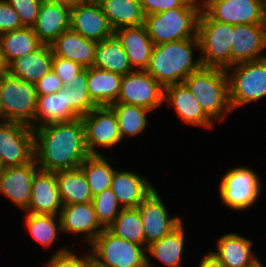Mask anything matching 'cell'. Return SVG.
<instances>
[{"instance_id":"cell-47","label":"cell","mask_w":266,"mask_h":267,"mask_svg":"<svg viewBox=\"0 0 266 267\" xmlns=\"http://www.w3.org/2000/svg\"><path fill=\"white\" fill-rule=\"evenodd\" d=\"M54 3L73 9L81 3H93L98 0H51Z\"/></svg>"},{"instance_id":"cell-29","label":"cell","mask_w":266,"mask_h":267,"mask_svg":"<svg viewBox=\"0 0 266 267\" xmlns=\"http://www.w3.org/2000/svg\"><path fill=\"white\" fill-rule=\"evenodd\" d=\"M98 3L114 31L121 27L141 26L145 23L140 0H98Z\"/></svg>"},{"instance_id":"cell-40","label":"cell","mask_w":266,"mask_h":267,"mask_svg":"<svg viewBox=\"0 0 266 267\" xmlns=\"http://www.w3.org/2000/svg\"><path fill=\"white\" fill-rule=\"evenodd\" d=\"M145 16L178 7H202L201 0H140Z\"/></svg>"},{"instance_id":"cell-48","label":"cell","mask_w":266,"mask_h":267,"mask_svg":"<svg viewBox=\"0 0 266 267\" xmlns=\"http://www.w3.org/2000/svg\"><path fill=\"white\" fill-rule=\"evenodd\" d=\"M86 267H107L106 265L100 263L91 254L86 253Z\"/></svg>"},{"instance_id":"cell-7","label":"cell","mask_w":266,"mask_h":267,"mask_svg":"<svg viewBox=\"0 0 266 267\" xmlns=\"http://www.w3.org/2000/svg\"><path fill=\"white\" fill-rule=\"evenodd\" d=\"M0 104L6 121L21 122L34 129L37 105L35 84L7 71L0 73Z\"/></svg>"},{"instance_id":"cell-27","label":"cell","mask_w":266,"mask_h":267,"mask_svg":"<svg viewBox=\"0 0 266 267\" xmlns=\"http://www.w3.org/2000/svg\"><path fill=\"white\" fill-rule=\"evenodd\" d=\"M122 75L108 70L87 68V89L97 106H110L116 102L121 90Z\"/></svg>"},{"instance_id":"cell-25","label":"cell","mask_w":266,"mask_h":267,"mask_svg":"<svg viewBox=\"0 0 266 267\" xmlns=\"http://www.w3.org/2000/svg\"><path fill=\"white\" fill-rule=\"evenodd\" d=\"M114 32L121 39L131 66L135 70H145L154 47L145 25L121 27Z\"/></svg>"},{"instance_id":"cell-9","label":"cell","mask_w":266,"mask_h":267,"mask_svg":"<svg viewBox=\"0 0 266 267\" xmlns=\"http://www.w3.org/2000/svg\"><path fill=\"white\" fill-rule=\"evenodd\" d=\"M260 176L253 169L235 166L223 175L218 190L224 206L234 211L249 209L260 198Z\"/></svg>"},{"instance_id":"cell-41","label":"cell","mask_w":266,"mask_h":267,"mask_svg":"<svg viewBox=\"0 0 266 267\" xmlns=\"http://www.w3.org/2000/svg\"><path fill=\"white\" fill-rule=\"evenodd\" d=\"M17 12L24 27H32L43 0H6Z\"/></svg>"},{"instance_id":"cell-38","label":"cell","mask_w":266,"mask_h":267,"mask_svg":"<svg viewBox=\"0 0 266 267\" xmlns=\"http://www.w3.org/2000/svg\"><path fill=\"white\" fill-rule=\"evenodd\" d=\"M66 106L78 117L90 113L97 105L92 101L87 89V69L75 75L69 86H64Z\"/></svg>"},{"instance_id":"cell-49","label":"cell","mask_w":266,"mask_h":267,"mask_svg":"<svg viewBox=\"0 0 266 267\" xmlns=\"http://www.w3.org/2000/svg\"><path fill=\"white\" fill-rule=\"evenodd\" d=\"M7 71V66L5 65L2 54H1V46H0V73Z\"/></svg>"},{"instance_id":"cell-15","label":"cell","mask_w":266,"mask_h":267,"mask_svg":"<svg viewBox=\"0 0 266 267\" xmlns=\"http://www.w3.org/2000/svg\"><path fill=\"white\" fill-rule=\"evenodd\" d=\"M265 49L266 23L232 25L231 66L265 59Z\"/></svg>"},{"instance_id":"cell-21","label":"cell","mask_w":266,"mask_h":267,"mask_svg":"<svg viewBox=\"0 0 266 267\" xmlns=\"http://www.w3.org/2000/svg\"><path fill=\"white\" fill-rule=\"evenodd\" d=\"M216 246L210 253L224 267H252L259 261L253 253V241L237 233L221 235Z\"/></svg>"},{"instance_id":"cell-12","label":"cell","mask_w":266,"mask_h":267,"mask_svg":"<svg viewBox=\"0 0 266 267\" xmlns=\"http://www.w3.org/2000/svg\"><path fill=\"white\" fill-rule=\"evenodd\" d=\"M164 88L146 70H133L123 75L119 97L114 103L137 105L156 110L161 107Z\"/></svg>"},{"instance_id":"cell-33","label":"cell","mask_w":266,"mask_h":267,"mask_svg":"<svg viewBox=\"0 0 266 267\" xmlns=\"http://www.w3.org/2000/svg\"><path fill=\"white\" fill-rule=\"evenodd\" d=\"M65 90L57 93L37 96L34 128L55 123L67 122L78 117L66 106Z\"/></svg>"},{"instance_id":"cell-39","label":"cell","mask_w":266,"mask_h":267,"mask_svg":"<svg viewBox=\"0 0 266 267\" xmlns=\"http://www.w3.org/2000/svg\"><path fill=\"white\" fill-rule=\"evenodd\" d=\"M91 202L98 222L104 229H107L115 221L122 210L111 188L93 196Z\"/></svg>"},{"instance_id":"cell-23","label":"cell","mask_w":266,"mask_h":267,"mask_svg":"<svg viewBox=\"0 0 266 267\" xmlns=\"http://www.w3.org/2000/svg\"><path fill=\"white\" fill-rule=\"evenodd\" d=\"M70 18V8L43 0L32 29L42 44L50 45L62 32L70 29Z\"/></svg>"},{"instance_id":"cell-19","label":"cell","mask_w":266,"mask_h":267,"mask_svg":"<svg viewBox=\"0 0 266 267\" xmlns=\"http://www.w3.org/2000/svg\"><path fill=\"white\" fill-rule=\"evenodd\" d=\"M62 206L55 172L38 170L33 176L31 199L24 212L59 215Z\"/></svg>"},{"instance_id":"cell-13","label":"cell","mask_w":266,"mask_h":267,"mask_svg":"<svg viewBox=\"0 0 266 267\" xmlns=\"http://www.w3.org/2000/svg\"><path fill=\"white\" fill-rule=\"evenodd\" d=\"M202 10L213 20L231 24L265 23L264 0H201Z\"/></svg>"},{"instance_id":"cell-26","label":"cell","mask_w":266,"mask_h":267,"mask_svg":"<svg viewBox=\"0 0 266 267\" xmlns=\"http://www.w3.org/2000/svg\"><path fill=\"white\" fill-rule=\"evenodd\" d=\"M50 45L41 44L36 50L19 57L7 66V72L28 83L36 84L52 69Z\"/></svg>"},{"instance_id":"cell-20","label":"cell","mask_w":266,"mask_h":267,"mask_svg":"<svg viewBox=\"0 0 266 267\" xmlns=\"http://www.w3.org/2000/svg\"><path fill=\"white\" fill-rule=\"evenodd\" d=\"M163 102L174 107L177 116L187 125L205 129H211L214 126V122L203 112L184 83L164 87Z\"/></svg>"},{"instance_id":"cell-24","label":"cell","mask_w":266,"mask_h":267,"mask_svg":"<svg viewBox=\"0 0 266 267\" xmlns=\"http://www.w3.org/2000/svg\"><path fill=\"white\" fill-rule=\"evenodd\" d=\"M50 47L54 56L69 59L87 69L93 66L97 42L69 29L62 32Z\"/></svg>"},{"instance_id":"cell-37","label":"cell","mask_w":266,"mask_h":267,"mask_svg":"<svg viewBox=\"0 0 266 267\" xmlns=\"http://www.w3.org/2000/svg\"><path fill=\"white\" fill-rule=\"evenodd\" d=\"M116 237L145 247V236L138 208H122L115 221L107 228Z\"/></svg>"},{"instance_id":"cell-43","label":"cell","mask_w":266,"mask_h":267,"mask_svg":"<svg viewBox=\"0 0 266 267\" xmlns=\"http://www.w3.org/2000/svg\"><path fill=\"white\" fill-rule=\"evenodd\" d=\"M84 68L76 62L59 56L52 58V70L62 80L64 86H69L75 75L80 73Z\"/></svg>"},{"instance_id":"cell-46","label":"cell","mask_w":266,"mask_h":267,"mask_svg":"<svg viewBox=\"0 0 266 267\" xmlns=\"http://www.w3.org/2000/svg\"><path fill=\"white\" fill-rule=\"evenodd\" d=\"M199 262V267H224L210 252L207 251L206 255Z\"/></svg>"},{"instance_id":"cell-31","label":"cell","mask_w":266,"mask_h":267,"mask_svg":"<svg viewBox=\"0 0 266 267\" xmlns=\"http://www.w3.org/2000/svg\"><path fill=\"white\" fill-rule=\"evenodd\" d=\"M183 223L168 235L148 245L146 254L153 256L167 267H181L186 235Z\"/></svg>"},{"instance_id":"cell-34","label":"cell","mask_w":266,"mask_h":267,"mask_svg":"<svg viewBox=\"0 0 266 267\" xmlns=\"http://www.w3.org/2000/svg\"><path fill=\"white\" fill-rule=\"evenodd\" d=\"M106 155H89L80 165L86 176L92 196L110 188L115 169Z\"/></svg>"},{"instance_id":"cell-50","label":"cell","mask_w":266,"mask_h":267,"mask_svg":"<svg viewBox=\"0 0 266 267\" xmlns=\"http://www.w3.org/2000/svg\"><path fill=\"white\" fill-rule=\"evenodd\" d=\"M6 121V118L4 117L2 108H1V104H0V123H3Z\"/></svg>"},{"instance_id":"cell-11","label":"cell","mask_w":266,"mask_h":267,"mask_svg":"<svg viewBox=\"0 0 266 267\" xmlns=\"http://www.w3.org/2000/svg\"><path fill=\"white\" fill-rule=\"evenodd\" d=\"M85 144L90 155H103L96 147H115L123 140L119 133L117 116L110 106H97L82 118Z\"/></svg>"},{"instance_id":"cell-5","label":"cell","mask_w":266,"mask_h":267,"mask_svg":"<svg viewBox=\"0 0 266 267\" xmlns=\"http://www.w3.org/2000/svg\"><path fill=\"white\" fill-rule=\"evenodd\" d=\"M226 72L232 110L266 97V58L234 64Z\"/></svg>"},{"instance_id":"cell-18","label":"cell","mask_w":266,"mask_h":267,"mask_svg":"<svg viewBox=\"0 0 266 267\" xmlns=\"http://www.w3.org/2000/svg\"><path fill=\"white\" fill-rule=\"evenodd\" d=\"M62 233L83 235L89 245L104 230L92 202L63 205L59 214Z\"/></svg>"},{"instance_id":"cell-1","label":"cell","mask_w":266,"mask_h":267,"mask_svg":"<svg viewBox=\"0 0 266 267\" xmlns=\"http://www.w3.org/2000/svg\"><path fill=\"white\" fill-rule=\"evenodd\" d=\"M34 159L39 170L57 172L79 168L90 155L81 118L33 129Z\"/></svg>"},{"instance_id":"cell-53","label":"cell","mask_w":266,"mask_h":267,"mask_svg":"<svg viewBox=\"0 0 266 267\" xmlns=\"http://www.w3.org/2000/svg\"><path fill=\"white\" fill-rule=\"evenodd\" d=\"M2 169H3V167L1 166V163H0V173L2 172Z\"/></svg>"},{"instance_id":"cell-22","label":"cell","mask_w":266,"mask_h":267,"mask_svg":"<svg viewBox=\"0 0 266 267\" xmlns=\"http://www.w3.org/2000/svg\"><path fill=\"white\" fill-rule=\"evenodd\" d=\"M110 188L122 208H136L155 186L134 171L115 169Z\"/></svg>"},{"instance_id":"cell-2","label":"cell","mask_w":266,"mask_h":267,"mask_svg":"<svg viewBox=\"0 0 266 267\" xmlns=\"http://www.w3.org/2000/svg\"><path fill=\"white\" fill-rule=\"evenodd\" d=\"M197 50L200 53L198 37L154 45L145 70L163 88L183 83L191 73L203 67L201 57H195L194 51Z\"/></svg>"},{"instance_id":"cell-42","label":"cell","mask_w":266,"mask_h":267,"mask_svg":"<svg viewBox=\"0 0 266 267\" xmlns=\"http://www.w3.org/2000/svg\"><path fill=\"white\" fill-rule=\"evenodd\" d=\"M68 246L55 251L47 261L46 267H86V252L84 256H78Z\"/></svg>"},{"instance_id":"cell-32","label":"cell","mask_w":266,"mask_h":267,"mask_svg":"<svg viewBox=\"0 0 266 267\" xmlns=\"http://www.w3.org/2000/svg\"><path fill=\"white\" fill-rule=\"evenodd\" d=\"M41 44L32 27H22L0 34L1 54L6 66L36 50Z\"/></svg>"},{"instance_id":"cell-3","label":"cell","mask_w":266,"mask_h":267,"mask_svg":"<svg viewBox=\"0 0 266 267\" xmlns=\"http://www.w3.org/2000/svg\"><path fill=\"white\" fill-rule=\"evenodd\" d=\"M203 112L216 124L232 113L226 69L202 67L183 82Z\"/></svg>"},{"instance_id":"cell-52","label":"cell","mask_w":266,"mask_h":267,"mask_svg":"<svg viewBox=\"0 0 266 267\" xmlns=\"http://www.w3.org/2000/svg\"><path fill=\"white\" fill-rule=\"evenodd\" d=\"M264 19L266 23V0H264Z\"/></svg>"},{"instance_id":"cell-16","label":"cell","mask_w":266,"mask_h":267,"mask_svg":"<svg viewBox=\"0 0 266 267\" xmlns=\"http://www.w3.org/2000/svg\"><path fill=\"white\" fill-rule=\"evenodd\" d=\"M70 29L96 42L103 41L114 32L98 1L81 3L71 9Z\"/></svg>"},{"instance_id":"cell-14","label":"cell","mask_w":266,"mask_h":267,"mask_svg":"<svg viewBox=\"0 0 266 267\" xmlns=\"http://www.w3.org/2000/svg\"><path fill=\"white\" fill-rule=\"evenodd\" d=\"M159 195L155 187L137 207L144 228L146 249L183 222L179 216L171 217Z\"/></svg>"},{"instance_id":"cell-36","label":"cell","mask_w":266,"mask_h":267,"mask_svg":"<svg viewBox=\"0 0 266 267\" xmlns=\"http://www.w3.org/2000/svg\"><path fill=\"white\" fill-rule=\"evenodd\" d=\"M24 223L32 239L45 248H51L60 237L59 233L62 232L59 215L26 212Z\"/></svg>"},{"instance_id":"cell-45","label":"cell","mask_w":266,"mask_h":267,"mask_svg":"<svg viewBox=\"0 0 266 267\" xmlns=\"http://www.w3.org/2000/svg\"><path fill=\"white\" fill-rule=\"evenodd\" d=\"M63 87L62 80L52 69L35 84L37 96L57 93Z\"/></svg>"},{"instance_id":"cell-44","label":"cell","mask_w":266,"mask_h":267,"mask_svg":"<svg viewBox=\"0 0 266 267\" xmlns=\"http://www.w3.org/2000/svg\"><path fill=\"white\" fill-rule=\"evenodd\" d=\"M24 27L19 15L6 1L0 0V34Z\"/></svg>"},{"instance_id":"cell-6","label":"cell","mask_w":266,"mask_h":267,"mask_svg":"<svg viewBox=\"0 0 266 267\" xmlns=\"http://www.w3.org/2000/svg\"><path fill=\"white\" fill-rule=\"evenodd\" d=\"M197 37L203 67H231V24L213 20L202 10L198 20Z\"/></svg>"},{"instance_id":"cell-30","label":"cell","mask_w":266,"mask_h":267,"mask_svg":"<svg viewBox=\"0 0 266 267\" xmlns=\"http://www.w3.org/2000/svg\"><path fill=\"white\" fill-rule=\"evenodd\" d=\"M62 205L87 203L92 194L85 174L79 168L55 172Z\"/></svg>"},{"instance_id":"cell-8","label":"cell","mask_w":266,"mask_h":267,"mask_svg":"<svg viewBox=\"0 0 266 267\" xmlns=\"http://www.w3.org/2000/svg\"><path fill=\"white\" fill-rule=\"evenodd\" d=\"M91 255L107 267H153L144 246L118 238L108 229L90 244Z\"/></svg>"},{"instance_id":"cell-4","label":"cell","mask_w":266,"mask_h":267,"mask_svg":"<svg viewBox=\"0 0 266 267\" xmlns=\"http://www.w3.org/2000/svg\"><path fill=\"white\" fill-rule=\"evenodd\" d=\"M202 7H178L145 16V27L154 45L197 37Z\"/></svg>"},{"instance_id":"cell-51","label":"cell","mask_w":266,"mask_h":267,"mask_svg":"<svg viewBox=\"0 0 266 267\" xmlns=\"http://www.w3.org/2000/svg\"><path fill=\"white\" fill-rule=\"evenodd\" d=\"M252 267H266V266H264V264L262 263V261L261 260H259L254 266H252Z\"/></svg>"},{"instance_id":"cell-10","label":"cell","mask_w":266,"mask_h":267,"mask_svg":"<svg viewBox=\"0 0 266 267\" xmlns=\"http://www.w3.org/2000/svg\"><path fill=\"white\" fill-rule=\"evenodd\" d=\"M34 160L33 129L24 123H0V163L3 168L23 166Z\"/></svg>"},{"instance_id":"cell-35","label":"cell","mask_w":266,"mask_h":267,"mask_svg":"<svg viewBox=\"0 0 266 267\" xmlns=\"http://www.w3.org/2000/svg\"><path fill=\"white\" fill-rule=\"evenodd\" d=\"M110 107L117 116L119 133L122 138L135 137L145 131L148 127V113L152 112L147 108L125 103H112Z\"/></svg>"},{"instance_id":"cell-17","label":"cell","mask_w":266,"mask_h":267,"mask_svg":"<svg viewBox=\"0 0 266 267\" xmlns=\"http://www.w3.org/2000/svg\"><path fill=\"white\" fill-rule=\"evenodd\" d=\"M39 170L35 159L23 166L6 167L0 173V193L24 211L31 199V185Z\"/></svg>"},{"instance_id":"cell-28","label":"cell","mask_w":266,"mask_h":267,"mask_svg":"<svg viewBox=\"0 0 266 267\" xmlns=\"http://www.w3.org/2000/svg\"><path fill=\"white\" fill-rule=\"evenodd\" d=\"M93 66L122 76L135 70L129 62L121 39L115 32L103 41L97 42Z\"/></svg>"}]
</instances>
